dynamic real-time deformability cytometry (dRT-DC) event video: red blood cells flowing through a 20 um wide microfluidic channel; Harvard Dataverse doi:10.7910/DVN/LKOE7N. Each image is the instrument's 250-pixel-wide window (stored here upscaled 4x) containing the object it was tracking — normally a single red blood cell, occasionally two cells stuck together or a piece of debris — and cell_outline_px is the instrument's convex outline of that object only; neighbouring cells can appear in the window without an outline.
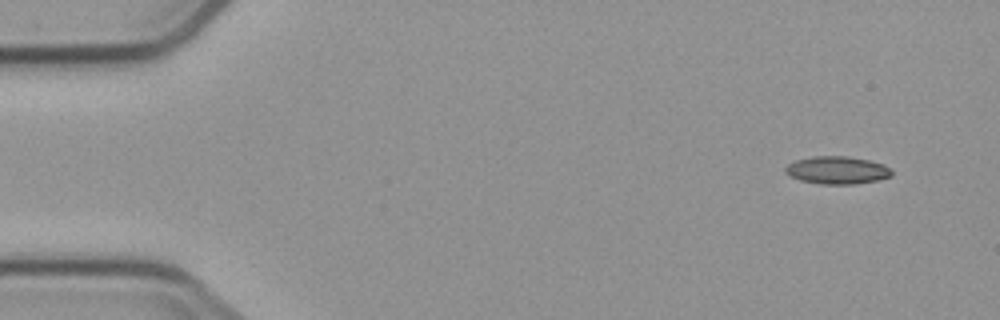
{"species": "common noctule bat (a hibernating species)", "species_latin": "Nyctalus noctula", "temperature_condition": "cold", "stored_images_in_passage": 5, "segment_of_instrument_passage": [2, 2], "camera_frame_rate_fps": 3000, "um_per_image_px": 0.085, "animal": {"sex": "male", "body_mass_g": 23.1, "forearm_length_mm": 52.7}, "frame": {"image": 1, "passage_image": 5, "time_ms": 5.0, "image_size_px": [1000, 320], "cell_outline_px": [[892, 176], [880, 180], [856, 184], [820, 184], [800, 180], [784, 172], [784, 168], [788, 164], [796, 160], [812, 156], [848, 156], [868, 160], [884, 164], [892, 172]], "centroid_in_image_um": [71.16, 14.47], "position_along_channel_um": 13.8, "area_um2": 17.22}}